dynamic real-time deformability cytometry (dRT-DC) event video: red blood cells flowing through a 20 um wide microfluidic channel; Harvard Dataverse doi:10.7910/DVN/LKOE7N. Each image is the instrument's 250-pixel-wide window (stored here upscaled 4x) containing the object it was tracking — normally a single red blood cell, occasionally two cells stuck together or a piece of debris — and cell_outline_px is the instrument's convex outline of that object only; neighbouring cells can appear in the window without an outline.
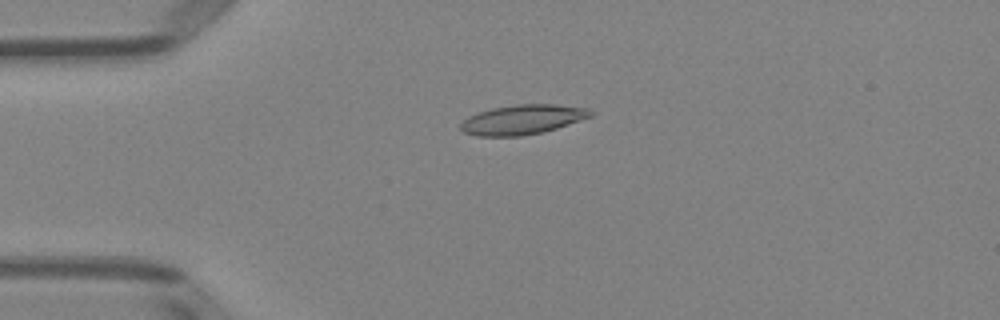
{"species": "Egyptian fruit bat (a non-hibernating species)", "species_latin": "Rousettus aegyptiacus", "temperature_condition": "room temperature", "stored_images_in_passage": 43, "camera_frame_rate_fps": 3000, "um_per_image_px": 0.085, "animal": {"sex": "female"}, "frame": {"image": 1, "passage_image": 5, "time_ms": 1.333, "image_size_px": [1000, 320], "cell_outline_px": [[592, 116], [544, 132], [520, 136], [476, 136], [464, 132], [460, 128], [460, 124], [468, 116], [476, 112], [492, 108], [516, 104], [556, 104], [588, 108], [592, 112]], "centroid_in_image_um": [44.38, 10.16], "position_along_channel_um": 40.6, "area_um2": 22.48}}
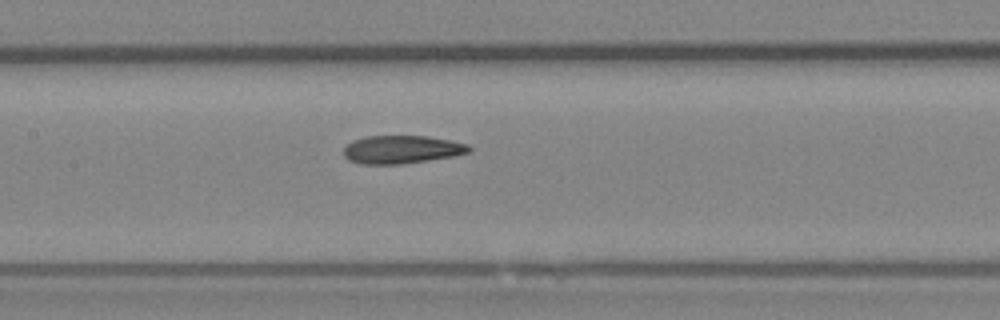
{"frame": {"image": 2, "passage_image": 17, "time_ms": 5.333, "image_size_px": [1000, 320], "cell_outline_px": [[472, 148], [468, 152], [452, 156], [428, 160], [400, 164], [364, 164], [348, 160], [344, 156], [344, 148], [352, 140], [364, 136], [428, 136], [468, 144]], "centroid_in_image_um": [34.11, 12.7], "position_along_channel_um": 173.3, "area_um2": 20.4}}
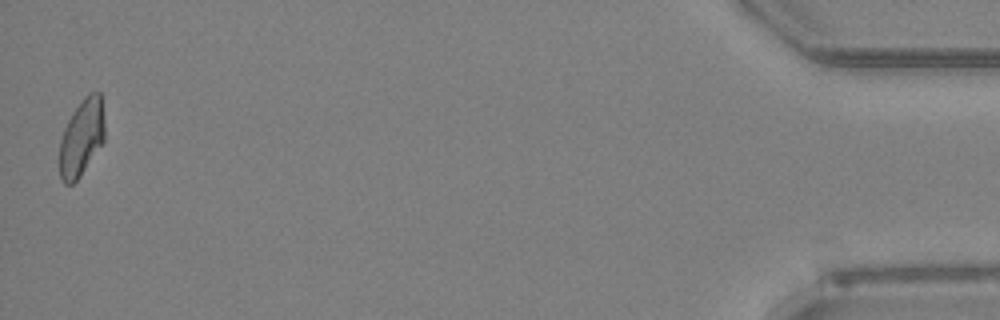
{"frame": {"image": 3, "passage_image": 43, "time_ms": 14.0, "image_size_px": [1000, 320], "cell_outline_px": [[104, 140], [80, 176], [72, 184], [64, 184], [60, 180], [60, 140], [64, 128], [72, 112], [84, 96], [88, 92], [100, 92], [104, 120]], "centroid_in_image_um": [6.93, 11.68], "position_along_channel_um": 428.3, "area_um2": 20.11}, "authors_computed_cell_mechanics": {"area_um2": 20.9814, "velocity_mm_per_s": 4.0057, "shape_relaxation_time_tau1_ms": null, "shape_relaxation_time_tau2_ms": 4.3497, "deformation_change_tau1": null, "deformation_change_tau2": 0.1154}}